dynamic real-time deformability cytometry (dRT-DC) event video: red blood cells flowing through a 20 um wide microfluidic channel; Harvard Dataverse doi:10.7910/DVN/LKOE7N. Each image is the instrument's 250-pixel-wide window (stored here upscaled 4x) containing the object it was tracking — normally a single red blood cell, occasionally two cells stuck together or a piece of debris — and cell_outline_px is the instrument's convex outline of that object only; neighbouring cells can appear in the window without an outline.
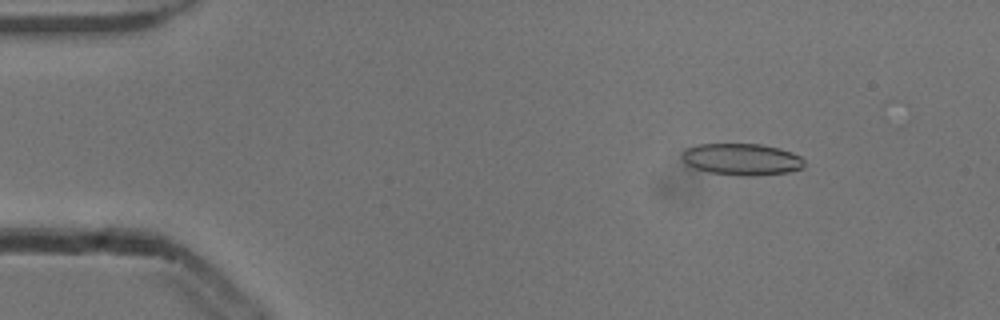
{"species": "common noctule bat (a hibernating species)", "species_latin": "Nyctalus noctula", "temperature_condition": "cold", "stored_images_in_passage": 43, "camera_frame_rate_fps": 3000, "um_per_image_px": 0.085, "animal": {"sex": "male", "body_mass_g": 13.3}, "frame": {"image": 1, "passage_image": 7, "time_ms": 2.0, "image_size_px": [1000, 320], "cell_outline_px": [[804, 168], [788, 172], [752, 176], [740, 176], [708, 172], [696, 168], [688, 164], [680, 156], [680, 152], [684, 148], [696, 144], [760, 144], [780, 148], [792, 152], [800, 156], [804, 160]], "centroid_in_image_um": [63.04, 13.53], "position_along_channel_um": 22.0, "area_um2": 22.83}}
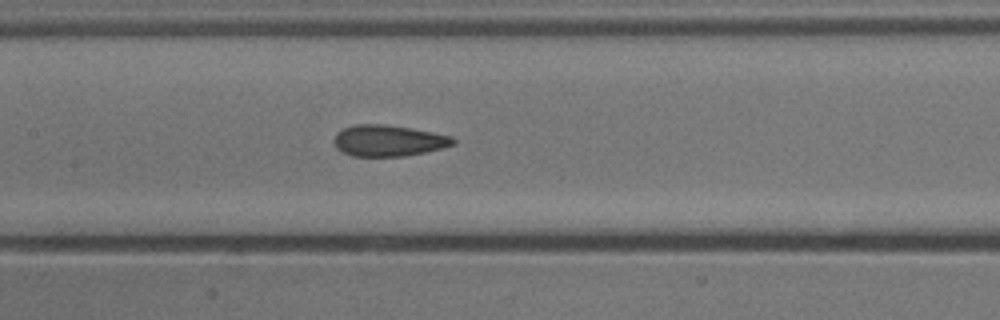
{"frame": {"image": 2, "passage_image": 25, "time_ms": 8.0, "image_size_px": [1000, 320], "cell_outline_px": [[456, 144], [444, 148], [404, 156], [352, 156], [340, 152], [336, 148], [332, 140], [336, 132], [352, 124], [384, 124], [412, 128], [452, 136], [456, 140]], "centroid_in_image_um": [32.99, 11.95], "position_along_channel_um": 174.4, "area_um2": 22.02}}
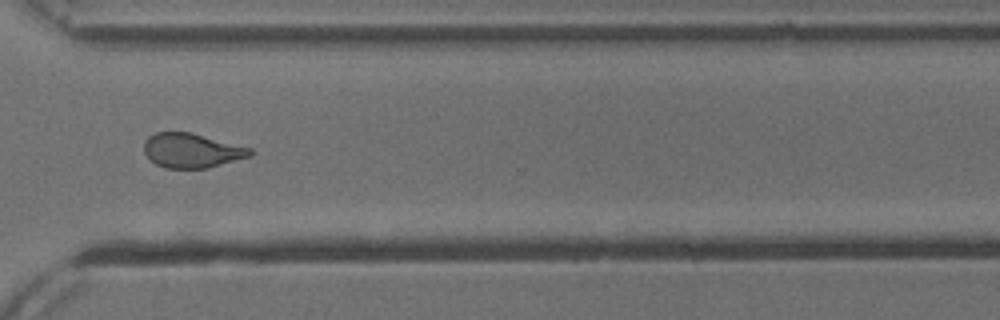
{"frame": {"image": 3, "passage_image": 39, "time_ms": 12.667, "image_size_px": [1000, 320], "cell_outline_px": [[252, 156], [208, 168], [164, 168], [148, 160], [144, 152], [144, 140], [148, 136], [156, 132], [188, 132], [252, 148]], "centroid_in_image_um": [16.26, 12.8], "position_along_channel_um": 354.3, "area_um2": 21.39}}